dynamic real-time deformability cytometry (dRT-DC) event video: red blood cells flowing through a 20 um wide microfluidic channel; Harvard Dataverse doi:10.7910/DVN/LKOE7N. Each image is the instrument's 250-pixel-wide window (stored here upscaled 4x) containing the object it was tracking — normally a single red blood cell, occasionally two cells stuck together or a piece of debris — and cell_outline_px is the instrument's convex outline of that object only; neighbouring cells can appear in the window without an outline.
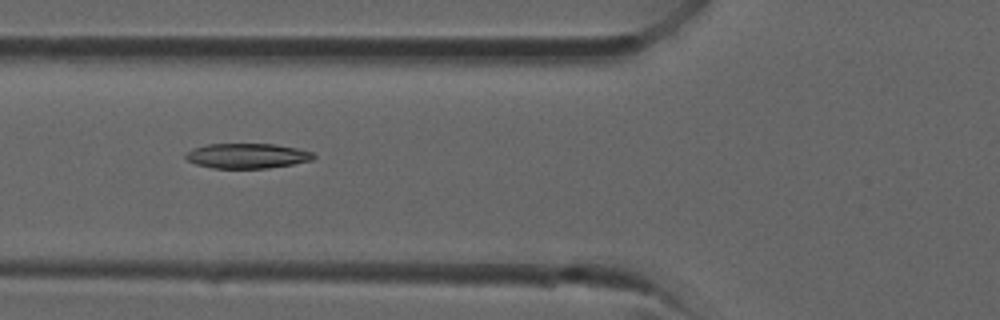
{"species": "common noctule bat (a hibernating species)", "species_latin": "Nyctalus noctula", "temperature_condition": "room temperature", "stored_images_in_passage": 36, "camera_frame_rate_fps": 3000, "um_per_image_px": 0.085, "animal": {"sex": "male", "forearm_length_mm": 52.5}, "frame": {"image": 1, "passage_image": 14, "time_ms": 4.333, "image_size_px": [1000, 320], "cell_outline_px": [[316, 156], [312, 160], [292, 164], [268, 168], [212, 168], [196, 164], [188, 160], [184, 156], [192, 148], [204, 144], [276, 144], [296, 148], [312, 152]], "centroid_in_image_um": [20.99, 13.24], "position_along_channel_um": 104.8, "area_um2": 18.61}}
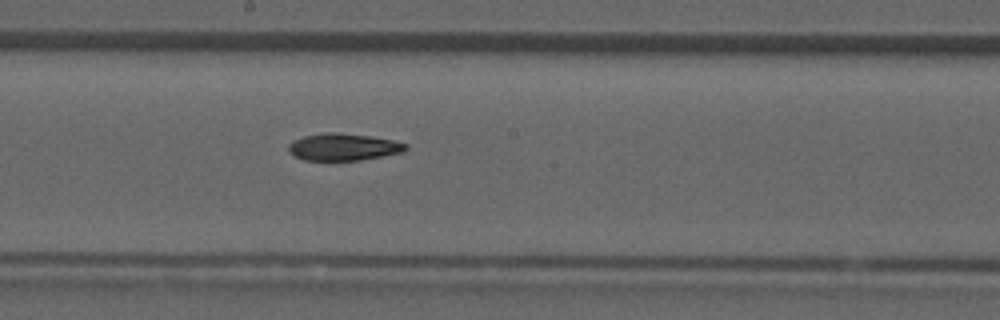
{"frame": {"image": 2, "passage_image": 20, "time_ms": 6.333, "image_size_px": [1000, 320], "cell_outline_px": [[408, 148], [404, 152], [360, 160], [304, 160], [292, 156], [288, 152], [288, 144], [292, 140], [304, 136], [328, 132], [336, 132], [372, 136], [392, 140], [408, 144]], "centroid_in_image_um": [29.16, 12.49], "position_along_channel_um": 219.0, "area_um2": 18.67}}
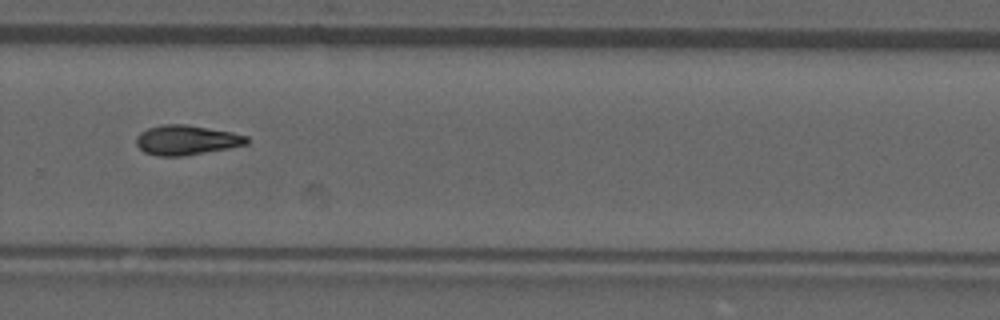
{"frame": {"image": 3, "passage_image": 25, "time_ms": 8.0, "image_size_px": [1000, 320], "cell_outline_px": [[248, 144], [228, 148], [184, 156], [156, 156], [144, 152], [136, 144], [136, 136], [140, 132], [148, 128], [160, 124], [184, 124], [232, 132], [248, 136]], "centroid_in_image_um": [15.82, 11.9], "position_along_channel_um": 314.0, "area_um2": 19.19}}